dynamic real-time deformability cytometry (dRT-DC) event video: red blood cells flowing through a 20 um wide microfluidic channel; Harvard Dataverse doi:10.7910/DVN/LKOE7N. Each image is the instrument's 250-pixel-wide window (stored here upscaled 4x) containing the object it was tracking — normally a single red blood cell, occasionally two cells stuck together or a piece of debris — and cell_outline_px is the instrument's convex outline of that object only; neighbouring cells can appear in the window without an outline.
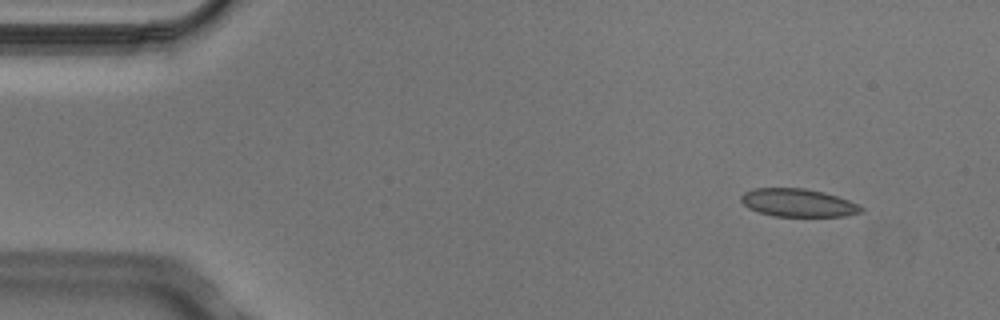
{"species": "Egyptian fruit bat (a non-hibernating species)", "species_latin": "Rousettus aegyptiacus", "temperature_condition": "cold", "stored_images_in_passage": 5, "camera_frame_rate_fps": 3000, "um_per_image_px": 0.085, "animal": {"sex": "male"}, "frame": {"image": 1, "passage_image": 2, "time_ms": 0.333, "image_size_px": [1000, 320], "cell_outline_px": [[864, 212], [848, 216], [772, 216], [748, 208], [740, 200], [740, 196], [744, 192], [752, 188], [804, 188], [824, 192], [860, 204], [864, 208]], "centroid_in_image_um": [67.86, 17.24], "position_along_channel_um": 17.1, "area_um2": 19.77}}
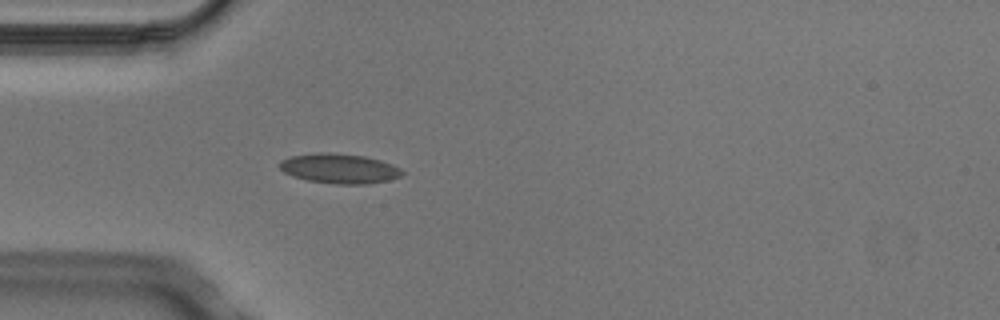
{"frame": {"image": 2, "passage_image": 5, "time_ms": 1.333, "image_size_px": [1000, 320], "cell_outline_px": [[404, 172], [400, 176], [388, 180], [368, 184], [336, 184], [308, 180], [292, 176], [284, 172], [280, 168], [280, 160], [292, 156], [316, 152], [328, 152], [364, 156], [380, 160], [392, 164], [400, 168]], "centroid_in_image_um": [28.84, 14.32], "position_along_channel_um": 56.2, "area_um2": 21.21}}